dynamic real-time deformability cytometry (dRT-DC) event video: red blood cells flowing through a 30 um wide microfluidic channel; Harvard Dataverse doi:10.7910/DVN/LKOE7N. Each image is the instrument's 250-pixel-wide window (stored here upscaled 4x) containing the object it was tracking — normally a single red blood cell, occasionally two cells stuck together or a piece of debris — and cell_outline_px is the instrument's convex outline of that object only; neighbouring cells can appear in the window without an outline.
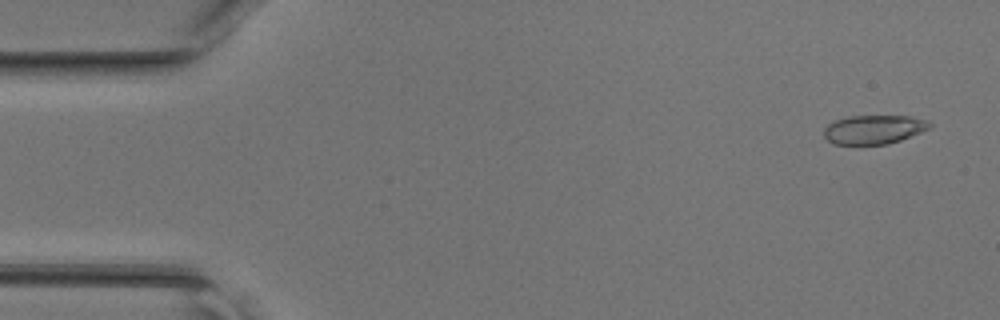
{"species": "common noctule bat (a hibernating species)", "species_latin": "Nyctalus noctula", "temperature_condition": "room temperature", "stored_images_in_passage": 45, "camera_frame_rate_fps": 3000, "um_per_image_px": 0.085, "animal": {"sex": "female", "body_mass_g": 17.0, "forearm_length_mm": 48.0}, "frame": {"image": 1, "passage_image": 2, "time_ms": 0.333, "image_size_px": [1000, 320], "cell_outline_px": [[932, 128], [900, 140], [888, 144], [832, 144], [824, 136], [824, 128], [828, 124], [836, 120], [848, 116], [908, 116], [928, 120], [932, 124]], "centroid_in_image_um": [74.3, 11.0], "position_along_channel_um": 10.7, "area_um2": 17.86}}
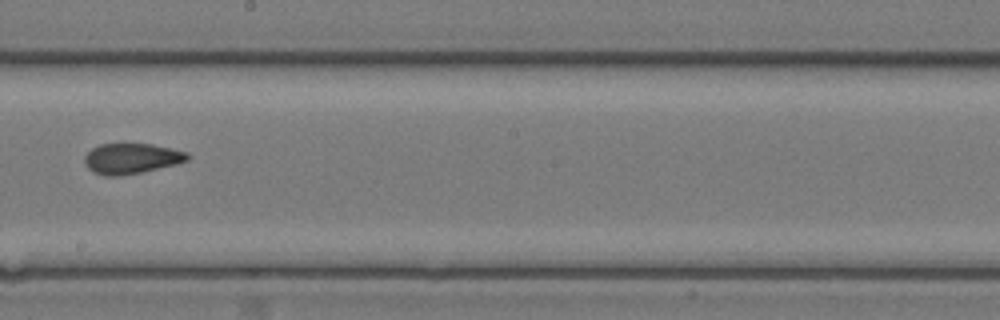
{"frame": {"image": 2, "passage_image": 25, "time_ms": 8.0, "image_size_px": [1000, 320], "cell_outline_px": [[192, 156], [188, 160], [176, 164], [140, 172], [120, 176], [104, 176], [92, 172], [84, 164], [84, 156], [92, 148], [100, 144], [152, 144], [188, 152]], "centroid_in_image_um": [11.16, 13.48], "position_along_channel_um": 237.0, "area_um2": 18.32}}
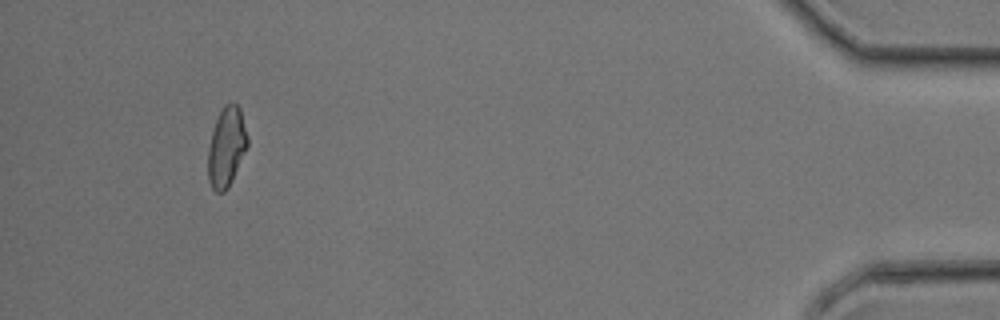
{"frame": {"image": 3, "passage_image": 42, "time_ms": 13.667, "image_size_px": [1000, 320], "cell_outline_px": [[248, 144], [232, 180], [228, 188], [224, 192], [216, 192], [212, 188], [208, 180], [208, 148], [212, 132], [216, 120], [224, 104], [236, 104], [240, 108], [248, 136]], "centroid_in_image_um": [19.25, 12.51], "position_along_channel_um": 416.0, "area_um2": 18.15}}